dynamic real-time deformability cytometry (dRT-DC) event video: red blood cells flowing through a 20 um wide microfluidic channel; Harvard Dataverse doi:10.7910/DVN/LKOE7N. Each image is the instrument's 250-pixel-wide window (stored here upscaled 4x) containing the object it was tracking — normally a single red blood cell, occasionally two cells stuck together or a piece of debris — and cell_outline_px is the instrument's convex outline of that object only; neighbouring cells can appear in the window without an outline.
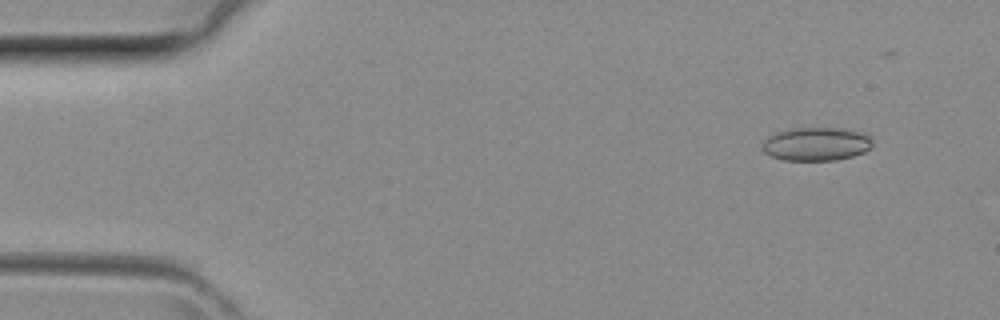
{"species": "common noctule bat (a hibernating species)", "species_latin": "Nyctalus noctula", "temperature_condition": "room temperature", "stored_images_in_passage": 4, "camera_frame_rate_fps": 3000, "um_per_image_px": 0.085, "animal": {"sex": "female", "body_mass_g": 29.2, "forearm_length_mm": 56.3}, "frame": {"image": 1, "passage_image": 1, "time_ms": 0.0, "image_size_px": [1000, 320], "cell_outline_px": [[872, 148], [864, 152], [852, 156], [836, 160], [784, 160], [772, 156], [764, 152], [760, 148], [764, 140], [768, 136], [776, 132], [796, 128], [844, 128], [860, 132], [868, 136], [872, 140]], "centroid_in_image_um": [69.37, 12.24], "position_along_channel_um": 15.6, "area_um2": 21.5}}